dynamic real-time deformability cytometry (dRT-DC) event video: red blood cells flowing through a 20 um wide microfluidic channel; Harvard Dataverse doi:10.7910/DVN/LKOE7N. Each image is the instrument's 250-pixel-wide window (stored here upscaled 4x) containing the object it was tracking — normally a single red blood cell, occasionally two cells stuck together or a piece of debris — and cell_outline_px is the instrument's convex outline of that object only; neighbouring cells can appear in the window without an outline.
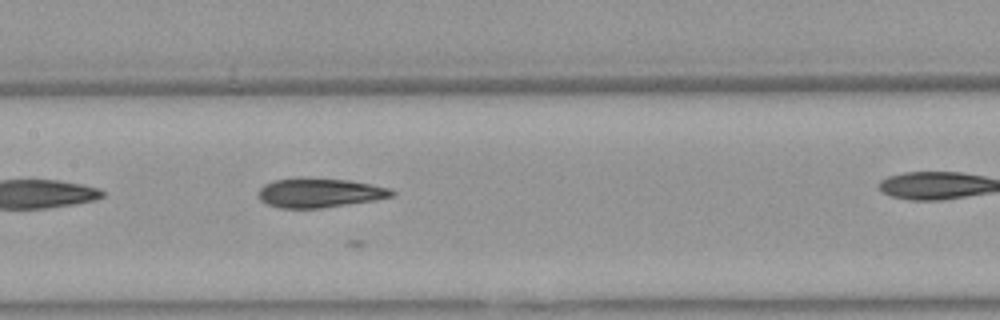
{"species": "Egyptian fruit bat (a non-hibernating species)", "species_latin": "Rousettus aegyptiacus", "temperature_condition": "warm", "stored_images_in_passage": 24, "camera_frame_rate_fps": 3000, "um_per_image_px": 0.085, "animal": {"sex": "female"}, "frame": {"image": 1, "passage_image": 18, "time_ms": 5.667, "image_size_px": [1000, 320], "cell_outline_px": [[396, 192], [392, 196], [376, 200], [320, 208], [280, 208], [268, 204], [260, 200], [260, 188], [264, 184], [272, 180], [300, 176], [348, 180], [392, 188]], "centroid_in_image_um": [27.16, 16.36], "position_along_channel_um": 180.2, "area_um2": 23.06}}